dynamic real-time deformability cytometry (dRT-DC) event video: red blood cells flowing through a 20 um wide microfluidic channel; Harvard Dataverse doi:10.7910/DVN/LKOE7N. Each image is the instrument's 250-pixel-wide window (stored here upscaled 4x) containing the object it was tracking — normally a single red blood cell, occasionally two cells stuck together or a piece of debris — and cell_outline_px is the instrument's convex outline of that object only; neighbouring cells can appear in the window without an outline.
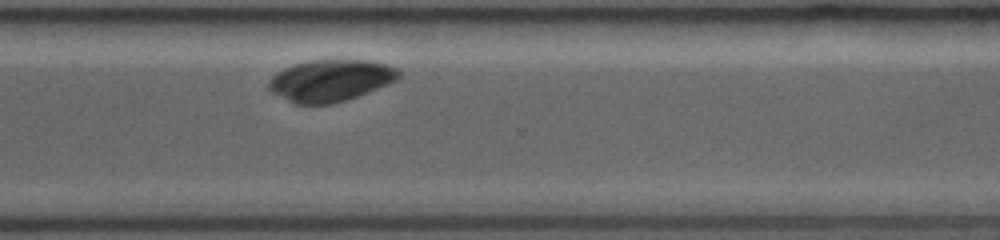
{"species": "common noctule bat (a hibernating species)", "species_latin": "Nyctalus noctula", "temperature_condition": "room temperature", "stored_images_in_passage": 24, "camera_frame_rate_fps": 3000, "um_per_image_px": 0.085, "animal": {"sex": "female", "body_mass_g": 19.0, "forearm_length_mm": 53.3}, "frame": {"image": 1, "passage_image": 19, "time_ms": 7.0, "image_size_px": [1000, 240], "cell_outline_px": [[404, 72], [396, 80], [388, 84], [356, 96], [332, 104], [296, 104], [272, 92], [268, 88], [268, 84], [272, 76], [276, 72], [284, 68], [308, 60], [368, 60], [400, 68]], "centroid_in_image_um": [28.12, 6.83], "position_along_channel_um": 342.5, "area_um2": 31.5}}
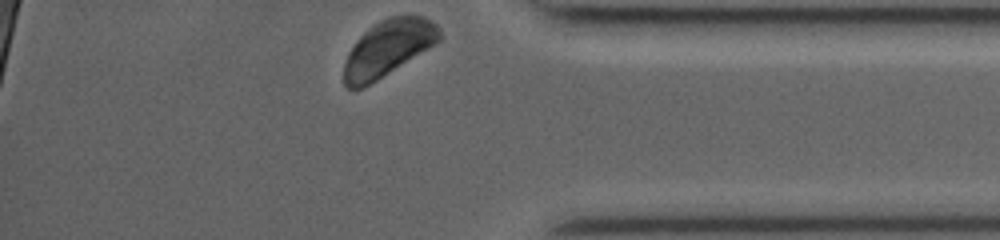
{"frame": {"image": 2, "passage_image": 24, "time_ms": 8.667, "image_size_px": [1000, 240], "cell_outline_px": [[444, 36], [436, 44], [376, 80], [360, 88], [348, 88], [344, 84], [344, 64], [348, 52], [356, 40], [372, 24], [388, 16], [424, 16], [436, 24], [440, 28]], "centroid_in_image_um": [33.0, 4.06], "position_along_channel_um": 402.2, "area_um2": 31.1}}